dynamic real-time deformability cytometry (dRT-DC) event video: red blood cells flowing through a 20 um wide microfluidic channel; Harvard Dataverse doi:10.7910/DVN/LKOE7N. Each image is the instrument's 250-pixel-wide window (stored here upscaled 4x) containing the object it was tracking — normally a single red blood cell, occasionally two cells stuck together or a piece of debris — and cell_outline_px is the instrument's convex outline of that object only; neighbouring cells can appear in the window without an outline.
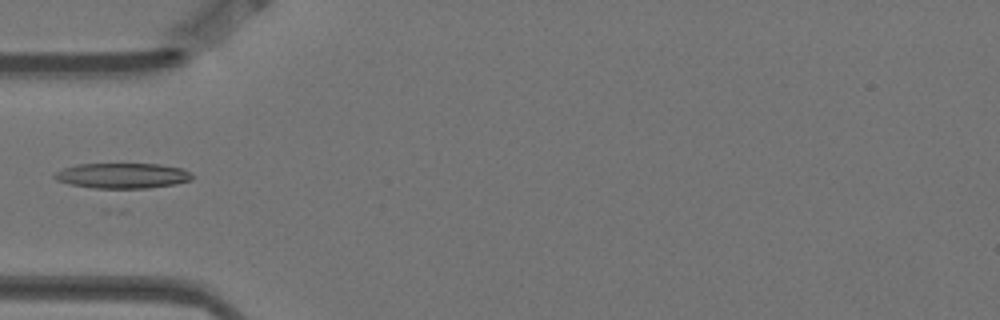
{"species": "Egyptian fruit bat (a non-hibernating species)", "species_latin": "Rousettus aegyptiacus", "temperature_condition": "warm", "stored_images_in_passage": 5, "camera_frame_rate_fps": 3000, "um_per_image_px": 0.085, "animal": {"sex": "female"}, "frame": {"image": 1, "passage_image": 5, "time_ms": 1.333, "image_size_px": [1000, 320], "cell_outline_px": [[196, 176], [192, 180], [172, 184], [148, 188], [92, 188], [72, 184], [56, 180], [52, 176], [56, 172], [64, 168], [76, 164], [160, 164], [184, 168], [192, 172]], "centroid_in_image_um": [10.46, 14.92], "position_along_channel_um": 74.5, "area_um2": 20.4}}